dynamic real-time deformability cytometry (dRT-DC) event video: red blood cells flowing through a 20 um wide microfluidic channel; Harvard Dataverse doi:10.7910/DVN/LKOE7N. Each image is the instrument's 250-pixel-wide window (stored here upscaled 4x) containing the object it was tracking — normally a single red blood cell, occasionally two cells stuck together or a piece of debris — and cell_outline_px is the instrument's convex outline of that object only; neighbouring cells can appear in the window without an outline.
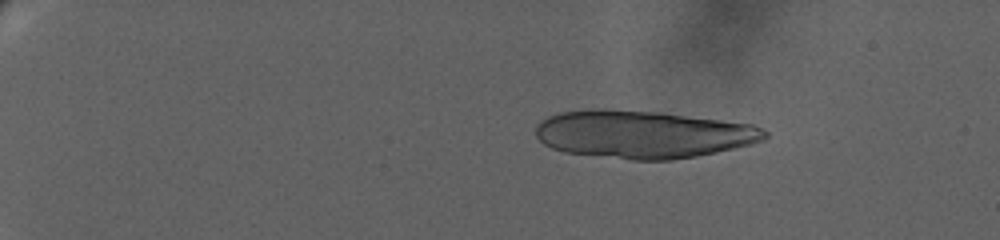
{"species": "human", "species_latin": "Homo sapiens", "temperature_condition": "warm", "stored_images_in_passage": 15, "camera_frame_rate_fps": 3000, "um_per_image_px": 0.085, "donor": {"sex": "female"}, "frame": {"image": 1, "passage_image": 4, "time_ms": 3.667, "image_size_px": [1000, 240], "cell_outline_px": [[768, 136], [764, 140], [752, 144], [716, 152], [696, 156], [672, 160], [632, 160], [564, 152], [552, 148], [544, 144], [536, 136], [536, 124], [540, 120], [548, 116], [560, 112], [596, 108], [604, 108], [664, 112], [752, 124], [768, 132]], "centroid_in_image_um": [54.64, 11.4], "position_along_channel_um": 30.4, "area_um2": 64.27}}
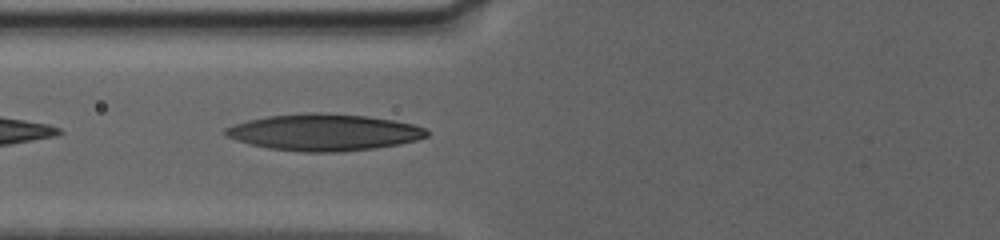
{"frame": {"image": 2, "passage_image": 15, "time_ms": 10.667, "image_size_px": [1000, 240], "cell_outline_px": [[428, 136], [416, 140], [400, 144], [376, 148], [340, 152], [300, 152], [268, 148], [252, 144], [228, 136], [224, 132], [224, 128], [248, 120], [268, 116], [304, 112], [324, 112], [368, 116], [392, 120], [412, 124], [424, 128], [428, 132]], "centroid_in_image_um": [27.57, 11.24], "position_along_channel_um": 98.2, "area_um2": 42.95}}